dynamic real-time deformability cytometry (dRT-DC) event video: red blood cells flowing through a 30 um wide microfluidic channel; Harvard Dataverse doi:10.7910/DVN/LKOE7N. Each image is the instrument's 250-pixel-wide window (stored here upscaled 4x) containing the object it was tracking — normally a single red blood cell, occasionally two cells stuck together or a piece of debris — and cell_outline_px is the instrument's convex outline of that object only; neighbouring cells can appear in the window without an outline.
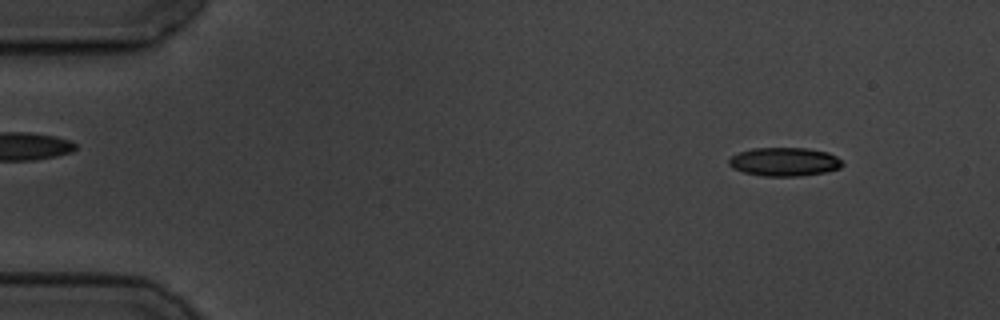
{"species": "common noctule bat (a hibernating species)", "species_latin": "Nyctalus noctula", "temperature_condition": "cold", "stored_images_in_passage": 58, "camera_frame_rate_fps": 3000, "um_per_image_px": 0.085, "animal": {"sex": "male", "body_mass_g": 19.5, "forearm_length_mm": 54.6}, "frame": {"image": 1, "passage_image": 6, "time_ms": 1.667, "image_size_px": [1000, 320], "cell_outline_px": [[844, 164], [840, 168], [824, 172], [800, 176], [764, 176], [744, 172], [732, 168], [728, 164], [728, 160], [732, 156], [740, 152], [752, 148], [808, 148], [828, 152], [836, 156]], "centroid_in_image_um": [66.67, 13.75], "position_along_channel_um": 18.3, "area_um2": 18.9}}
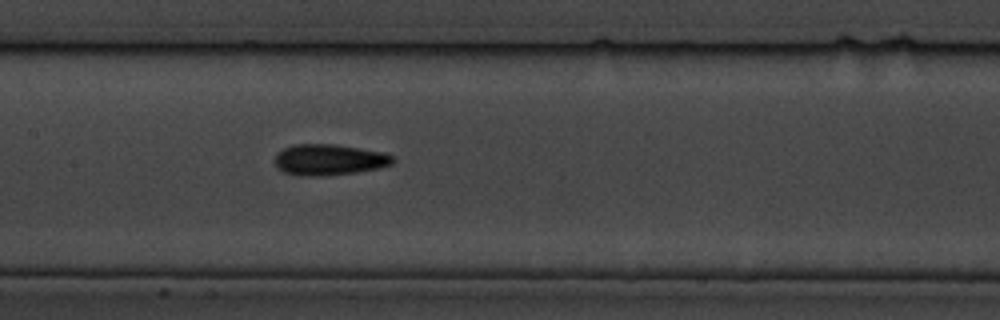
{"frame": {"image": 2, "passage_image": 28, "time_ms": 9.0, "image_size_px": [1000, 320], "cell_outline_px": [[396, 160], [392, 164], [380, 168], [356, 172], [328, 176], [308, 176], [284, 172], [276, 168], [276, 156], [284, 148], [296, 144], [336, 144], [384, 152], [392, 156]], "centroid_in_image_um": [28.02, 13.58], "position_along_channel_um": 179.4, "area_um2": 21.33}}
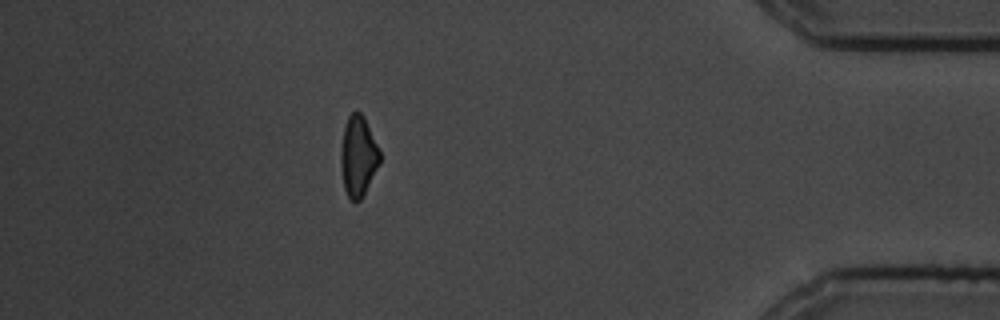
{"frame": {"image": 3, "passage_image": 51, "time_ms": 16.667, "image_size_px": [1000, 320], "cell_outline_px": [[380, 164], [360, 200], [352, 200], [348, 196], [344, 188], [340, 168], [340, 152], [344, 124], [348, 116], [356, 108], [364, 116], [380, 152]], "centroid_in_image_um": [30.42, 13.23], "position_along_channel_um": 404.8, "area_um2": 18.38}, "authors_computed_cell_mechanics": {"area_um2": 19.7387, "velocity_mm_per_s": 3.5001, "shape_relaxation_time_tau1_ms": 5.1563, "shape_relaxation_time_tau2_ms": 4.5892, "deformation_change_tau1": 0.1182, "deformation_change_tau2": 0.1301}}